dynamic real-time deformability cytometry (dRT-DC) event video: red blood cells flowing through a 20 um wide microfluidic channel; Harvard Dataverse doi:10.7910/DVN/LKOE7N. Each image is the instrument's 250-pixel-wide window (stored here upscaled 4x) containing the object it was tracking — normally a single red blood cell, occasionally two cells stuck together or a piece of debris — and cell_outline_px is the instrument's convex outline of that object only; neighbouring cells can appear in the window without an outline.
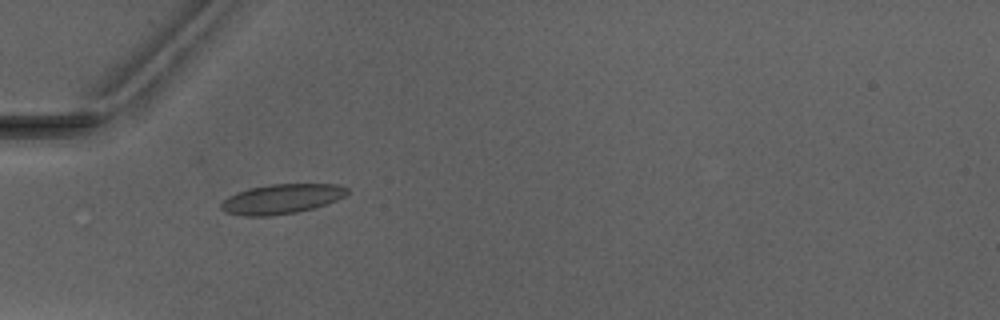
{"species": "Egyptian fruit bat (a non-hibernating species)", "species_latin": "Rousettus aegyptiacus", "temperature_condition": "warm", "stored_images_in_passage": 3, "camera_frame_rate_fps": 3000, "um_per_image_px": 0.085, "animal": {"sex": "male"}, "frame": {"image": 1, "passage_image": 3, "time_ms": 3.0, "image_size_px": [1000, 320], "cell_outline_px": [[348, 192], [344, 196], [336, 200], [312, 208], [296, 212], [268, 216], [244, 216], [224, 212], [220, 208], [220, 204], [228, 196], [236, 192], [248, 188], [268, 184], [336, 184], [348, 188]], "centroid_in_image_um": [23.88, 16.9], "position_along_channel_um": 61.1, "area_um2": 21.79}}